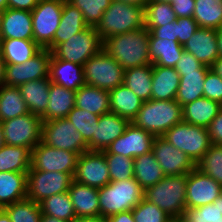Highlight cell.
Segmentation results:
<instances>
[{"label": "cell", "instance_id": "obj_47", "mask_svg": "<svg viewBox=\"0 0 222 222\" xmlns=\"http://www.w3.org/2000/svg\"><path fill=\"white\" fill-rule=\"evenodd\" d=\"M108 164L111 181H122L134 178V159L120 154L104 153Z\"/></svg>", "mask_w": 222, "mask_h": 222}, {"label": "cell", "instance_id": "obj_8", "mask_svg": "<svg viewBox=\"0 0 222 222\" xmlns=\"http://www.w3.org/2000/svg\"><path fill=\"white\" fill-rule=\"evenodd\" d=\"M64 0H38L31 11L33 40L41 47L53 50L54 35L59 27Z\"/></svg>", "mask_w": 222, "mask_h": 222}, {"label": "cell", "instance_id": "obj_18", "mask_svg": "<svg viewBox=\"0 0 222 222\" xmlns=\"http://www.w3.org/2000/svg\"><path fill=\"white\" fill-rule=\"evenodd\" d=\"M222 193V186L196 167L187 174L186 207L198 208L213 203Z\"/></svg>", "mask_w": 222, "mask_h": 222}, {"label": "cell", "instance_id": "obj_3", "mask_svg": "<svg viewBox=\"0 0 222 222\" xmlns=\"http://www.w3.org/2000/svg\"><path fill=\"white\" fill-rule=\"evenodd\" d=\"M99 209L102 217L132 210L144 198V190L131 178L122 181H111L98 189Z\"/></svg>", "mask_w": 222, "mask_h": 222}, {"label": "cell", "instance_id": "obj_22", "mask_svg": "<svg viewBox=\"0 0 222 222\" xmlns=\"http://www.w3.org/2000/svg\"><path fill=\"white\" fill-rule=\"evenodd\" d=\"M49 78L51 82L73 91L85 85L82 65L57 59L53 55L50 60Z\"/></svg>", "mask_w": 222, "mask_h": 222}, {"label": "cell", "instance_id": "obj_28", "mask_svg": "<svg viewBox=\"0 0 222 222\" xmlns=\"http://www.w3.org/2000/svg\"><path fill=\"white\" fill-rule=\"evenodd\" d=\"M110 112L128 119L136 117L142 107L143 100L124 84L109 91Z\"/></svg>", "mask_w": 222, "mask_h": 222}, {"label": "cell", "instance_id": "obj_46", "mask_svg": "<svg viewBox=\"0 0 222 222\" xmlns=\"http://www.w3.org/2000/svg\"><path fill=\"white\" fill-rule=\"evenodd\" d=\"M77 7L83 14L88 26L96 27L101 21L103 13L109 8L112 0H66Z\"/></svg>", "mask_w": 222, "mask_h": 222}, {"label": "cell", "instance_id": "obj_27", "mask_svg": "<svg viewBox=\"0 0 222 222\" xmlns=\"http://www.w3.org/2000/svg\"><path fill=\"white\" fill-rule=\"evenodd\" d=\"M76 91L66 89L51 82L49 88V102L46 113L41 117L43 121L66 118L75 107Z\"/></svg>", "mask_w": 222, "mask_h": 222}, {"label": "cell", "instance_id": "obj_57", "mask_svg": "<svg viewBox=\"0 0 222 222\" xmlns=\"http://www.w3.org/2000/svg\"><path fill=\"white\" fill-rule=\"evenodd\" d=\"M71 222H106V218L101 215L88 216V217H76Z\"/></svg>", "mask_w": 222, "mask_h": 222}, {"label": "cell", "instance_id": "obj_48", "mask_svg": "<svg viewBox=\"0 0 222 222\" xmlns=\"http://www.w3.org/2000/svg\"><path fill=\"white\" fill-rule=\"evenodd\" d=\"M135 222H169L172 218L157 205L143 198L132 209Z\"/></svg>", "mask_w": 222, "mask_h": 222}, {"label": "cell", "instance_id": "obj_52", "mask_svg": "<svg viewBox=\"0 0 222 222\" xmlns=\"http://www.w3.org/2000/svg\"><path fill=\"white\" fill-rule=\"evenodd\" d=\"M156 38L178 41L176 20L159 27H146Z\"/></svg>", "mask_w": 222, "mask_h": 222}, {"label": "cell", "instance_id": "obj_53", "mask_svg": "<svg viewBox=\"0 0 222 222\" xmlns=\"http://www.w3.org/2000/svg\"><path fill=\"white\" fill-rule=\"evenodd\" d=\"M176 18L192 17L195 9V0H173L171 3Z\"/></svg>", "mask_w": 222, "mask_h": 222}, {"label": "cell", "instance_id": "obj_20", "mask_svg": "<svg viewBox=\"0 0 222 222\" xmlns=\"http://www.w3.org/2000/svg\"><path fill=\"white\" fill-rule=\"evenodd\" d=\"M183 49L191 53L202 65L211 68L220 57L216 29L199 27L183 46Z\"/></svg>", "mask_w": 222, "mask_h": 222}, {"label": "cell", "instance_id": "obj_56", "mask_svg": "<svg viewBox=\"0 0 222 222\" xmlns=\"http://www.w3.org/2000/svg\"><path fill=\"white\" fill-rule=\"evenodd\" d=\"M106 222H135V221L132 214V210H129L106 217Z\"/></svg>", "mask_w": 222, "mask_h": 222}, {"label": "cell", "instance_id": "obj_31", "mask_svg": "<svg viewBox=\"0 0 222 222\" xmlns=\"http://www.w3.org/2000/svg\"><path fill=\"white\" fill-rule=\"evenodd\" d=\"M27 172H0V208L26 198Z\"/></svg>", "mask_w": 222, "mask_h": 222}, {"label": "cell", "instance_id": "obj_25", "mask_svg": "<svg viewBox=\"0 0 222 222\" xmlns=\"http://www.w3.org/2000/svg\"><path fill=\"white\" fill-rule=\"evenodd\" d=\"M50 78L29 81L19 86L28 111L42 117L46 113L49 100Z\"/></svg>", "mask_w": 222, "mask_h": 222}, {"label": "cell", "instance_id": "obj_65", "mask_svg": "<svg viewBox=\"0 0 222 222\" xmlns=\"http://www.w3.org/2000/svg\"><path fill=\"white\" fill-rule=\"evenodd\" d=\"M5 144L2 125L0 122V148Z\"/></svg>", "mask_w": 222, "mask_h": 222}, {"label": "cell", "instance_id": "obj_61", "mask_svg": "<svg viewBox=\"0 0 222 222\" xmlns=\"http://www.w3.org/2000/svg\"><path fill=\"white\" fill-rule=\"evenodd\" d=\"M216 35H217L218 52L219 55L222 56V27L216 29Z\"/></svg>", "mask_w": 222, "mask_h": 222}, {"label": "cell", "instance_id": "obj_2", "mask_svg": "<svg viewBox=\"0 0 222 222\" xmlns=\"http://www.w3.org/2000/svg\"><path fill=\"white\" fill-rule=\"evenodd\" d=\"M182 121L183 107L176 100L150 99L143 101L132 123L150 132L154 137H160Z\"/></svg>", "mask_w": 222, "mask_h": 222}, {"label": "cell", "instance_id": "obj_62", "mask_svg": "<svg viewBox=\"0 0 222 222\" xmlns=\"http://www.w3.org/2000/svg\"><path fill=\"white\" fill-rule=\"evenodd\" d=\"M40 222H66V221L61 220V219L56 218V217H53V216L42 214Z\"/></svg>", "mask_w": 222, "mask_h": 222}, {"label": "cell", "instance_id": "obj_10", "mask_svg": "<svg viewBox=\"0 0 222 222\" xmlns=\"http://www.w3.org/2000/svg\"><path fill=\"white\" fill-rule=\"evenodd\" d=\"M5 145L27 147L32 150L42 141L41 117L32 113L2 121Z\"/></svg>", "mask_w": 222, "mask_h": 222}, {"label": "cell", "instance_id": "obj_49", "mask_svg": "<svg viewBox=\"0 0 222 222\" xmlns=\"http://www.w3.org/2000/svg\"><path fill=\"white\" fill-rule=\"evenodd\" d=\"M203 97L222 105V78L211 68L207 71L203 87Z\"/></svg>", "mask_w": 222, "mask_h": 222}, {"label": "cell", "instance_id": "obj_37", "mask_svg": "<svg viewBox=\"0 0 222 222\" xmlns=\"http://www.w3.org/2000/svg\"><path fill=\"white\" fill-rule=\"evenodd\" d=\"M29 113L19 87H0V122Z\"/></svg>", "mask_w": 222, "mask_h": 222}, {"label": "cell", "instance_id": "obj_68", "mask_svg": "<svg viewBox=\"0 0 222 222\" xmlns=\"http://www.w3.org/2000/svg\"><path fill=\"white\" fill-rule=\"evenodd\" d=\"M169 222H181L179 219H171Z\"/></svg>", "mask_w": 222, "mask_h": 222}, {"label": "cell", "instance_id": "obj_39", "mask_svg": "<svg viewBox=\"0 0 222 222\" xmlns=\"http://www.w3.org/2000/svg\"><path fill=\"white\" fill-rule=\"evenodd\" d=\"M193 19L201 28H221L222 0H195Z\"/></svg>", "mask_w": 222, "mask_h": 222}, {"label": "cell", "instance_id": "obj_41", "mask_svg": "<svg viewBox=\"0 0 222 222\" xmlns=\"http://www.w3.org/2000/svg\"><path fill=\"white\" fill-rule=\"evenodd\" d=\"M176 20L170 3L149 0L144 7V27H159Z\"/></svg>", "mask_w": 222, "mask_h": 222}, {"label": "cell", "instance_id": "obj_23", "mask_svg": "<svg viewBox=\"0 0 222 222\" xmlns=\"http://www.w3.org/2000/svg\"><path fill=\"white\" fill-rule=\"evenodd\" d=\"M68 193L71 198L76 217L100 215L98 200L99 193L97 188L72 180Z\"/></svg>", "mask_w": 222, "mask_h": 222}, {"label": "cell", "instance_id": "obj_63", "mask_svg": "<svg viewBox=\"0 0 222 222\" xmlns=\"http://www.w3.org/2000/svg\"><path fill=\"white\" fill-rule=\"evenodd\" d=\"M0 222H11V219L4 209L0 210Z\"/></svg>", "mask_w": 222, "mask_h": 222}, {"label": "cell", "instance_id": "obj_19", "mask_svg": "<svg viewBox=\"0 0 222 222\" xmlns=\"http://www.w3.org/2000/svg\"><path fill=\"white\" fill-rule=\"evenodd\" d=\"M130 121L120 117L116 113L108 112L100 115L98 125H96L95 134L87 143L89 151H104L119 136H121Z\"/></svg>", "mask_w": 222, "mask_h": 222}, {"label": "cell", "instance_id": "obj_36", "mask_svg": "<svg viewBox=\"0 0 222 222\" xmlns=\"http://www.w3.org/2000/svg\"><path fill=\"white\" fill-rule=\"evenodd\" d=\"M208 70H195L180 75V84L176 93V101L183 107L203 97L205 76Z\"/></svg>", "mask_w": 222, "mask_h": 222}, {"label": "cell", "instance_id": "obj_32", "mask_svg": "<svg viewBox=\"0 0 222 222\" xmlns=\"http://www.w3.org/2000/svg\"><path fill=\"white\" fill-rule=\"evenodd\" d=\"M75 106L99 116L108 113L109 91L85 84L76 91Z\"/></svg>", "mask_w": 222, "mask_h": 222}, {"label": "cell", "instance_id": "obj_9", "mask_svg": "<svg viewBox=\"0 0 222 222\" xmlns=\"http://www.w3.org/2000/svg\"><path fill=\"white\" fill-rule=\"evenodd\" d=\"M103 41L96 27L89 26L83 31L76 33L64 43L57 45L51 52L61 60L70 61L79 65L102 50Z\"/></svg>", "mask_w": 222, "mask_h": 222}, {"label": "cell", "instance_id": "obj_42", "mask_svg": "<svg viewBox=\"0 0 222 222\" xmlns=\"http://www.w3.org/2000/svg\"><path fill=\"white\" fill-rule=\"evenodd\" d=\"M181 222H222V193L213 203L198 208H185Z\"/></svg>", "mask_w": 222, "mask_h": 222}, {"label": "cell", "instance_id": "obj_38", "mask_svg": "<svg viewBox=\"0 0 222 222\" xmlns=\"http://www.w3.org/2000/svg\"><path fill=\"white\" fill-rule=\"evenodd\" d=\"M30 165L29 148L5 144L0 148V172H28Z\"/></svg>", "mask_w": 222, "mask_h": 222}, {"label": "cell", "instance_id": "obj_14", "mask_svg": "<svg viewBox=\"0 0 222 222\" xmlns=\"http://www.w3.org/2000/svg\"><path fill=\"white\" fill-rule=\"evenodd\" d=\"M52 52L42 48L30 60L23 64H6L4 85L19 87L20 85L49 77Z\"/></svg>", "mask_w": 222, "mask_h": 222}, {"label": "cell", "instance_id": "obj_44", "mask_svg": "<svg viewBox=\"0 0 222 222\" xmlns=\"http://www.w3.org/2000/svg\"><path fill=\"white\" fill-rule=\"evenodd\" d=\"M196 168L222 186V145L211 143Z\"/></svg>", "mask_w": 222, "mask_h": 222}, {"label": "cell", "instance_id": "obj_66", "mask_svg": "<svg viewBox=\"0 0 222 222\" xmlns=\"http://www.w3.org/2000/svg\"><path fill=\"white\" fill-rule=\"evenodd\" d=\"M2 18H3V11H0V32H1Z\"/></svg>", "mask_w": 222, "mask_h": 222}, {"label": "cell", "instance_id": "obj_50", "mask_svg": "<svg viewBox=\"0 0 222 222\" xmlns=\"http://www.w3.org/2000/svg\"><path fill=\"white\" fill-rule=\"evenodd\" d=\"M198 28L197 22L192 17L176 18L178 42L184 46Z\"/></svg>", "mask_w": 222, "mask_h": 222}, {"label": "cell", "instance_id": "obj_64", "mask_svg": "<svg viewBox=\"0 0 222 222\" xmlns=\"http://www.w3.org/2000/svg\"><path fill=\"white\" fill-rule=\"evenodd\" d=\"M8 8L7 0H0V11H5Z\"/></svg>", "mask_w": 222, "mask_h": 222}, {"label": "cell", "instance_id": "obj_58", "mask_svg": "<svg viewBox=\"0 0 222 222\" xmlns=\"http://www.w3.org/2000/svg\"><path fill=\"white\" fill-rule=\"evenodd\" d=\"M211 69L222 78V56L215 61Z\"/></svg>", "mask_w": 222, "mask_h": 222}, {"label": "cell", "instance_id": "obj_59", "mask_svg": "<svg viewBox=\"0 0 222 222\" xmlns=\"http://www.w3.org/2000/svg\"><path fill=\"white\" fill-rule=\"evenodd\" d=\"M117 1H122V2L127 3V4H131V5H135V6H140V7L144 8L146 6V3L149 0H117Z\"/></svg>", "mask_w": 222, "mask_h": 222}, {"label": "cell", "instance_id": "obj_54", "mask_svg": "<svg viewBox=\"0 0 222 222\" xmlns=\"http://www.w3.org/2000/svg\"><path fill=\"white\" fill-rule=\"evenodd\" d=\"M207 130L211 143L222 145V109L211 121Z\"/></svg>", "mask_w": 222, "mask_h": 222}, {"label": "cell", "instance_id": "obj_13", "mask_svg": "<svg viewBox=\"0 0 222 222\" xmlns=\"http://www.w3.org/2000/svg\"><path fill=\"white\" fill-rule=\"evenodd\" d=\"M79 154L53 148L40 141L31 150V165L34 170L69 173L74 177Z\"/></svg>", "mask_w": 222, "mask_h": 222}, {"label": "cell", "instance_id": "obj_35", "mask_svg": "<svg viewBox=\"0 0 222 222\" xmlns=\"http://www.w3.org/2000/svg\"><path fill=\"white\" fill-rule=\"evenodd\" d=\"M153 64L124 70V85L143 101L151 99Z\"/></svg>", "mask_w": 222, "mask_h": 222}, {"label": "cell", "instance_id": "obj_33", "mask_svg": "<svg viewBox=\"0 0 222 222\" xmlns=\"http://www.w3.org/2000/svg\"><path fill=\"white\" fill-rule=\"evenodd\" d=\"M41 49L34 40L1 39L0 54L6 64H23Z\"/></svg>", "mask_w": 222, "mask_h": 222}, {"label": "cell", "instance_id": "obj_16", "mask_svg": "<svg viewBox=\"0 0 222 222\" xmlns=\"http://www.w3.org/2000/svg\"><path fill=\"white\" fill-rule=\"evenodd\" d=\"M165 176L188 174L196 164L164 137H154L152 150Z\"/></svg>", "mask_w": 222, "mask_h": 222}, {"label": "cell", "instance_id": "obj_6", "mask_svg": "<svg viewBox=\"0 0 222 222\" xmlns=\"http://www.w3.org/2000/svg\"><path fill=\"white\" fill-rule=\"evenodd\" d=\"M85 84L110 91L124 83V69L103 49L83 65Z\"/></svg>", "mask_w": 222, "mask_h": 222}, {"label": "cell", "instance_id": "obj_21", "mask_svg": "<svg viewBox=\"0 0 222 222\" xmlns=\"http://www.w3.org/2000/svg\"><path fill=\"white\" fill-rule=\"evenodd\" d=\"M0 39L33 40L31 12L7 8L3 12Z\"/></svg>", "mask_w": 222, "mask_h": 222}, {"label": "cell", "instance_id": "obj_11", "mask_svg": "<svg viewBox=\"0 0 222 222\" xmlns=\"http://www.w3.org/2000/svg\"><path fill=\"white\" fill-rule=\"evenodd\" d=\"M42 142L53 148L72 151L79 155L89 151L81 133L67 118L43 121Z\"/></svg>", "mask_w": 222, "mask_h": 222}, {"label": "cell", "instance_id": "obj_24", "mask_svg": "<svg viewBox=\"0 0 222 222\" xmlns=\"http://www.w3.org/2000/svg\"><path fill=\"white\" fill-rule=\"evenodd\" d=\"M180 84V75L175 68L153 64L152 100H175Z\"/></svg>", "mask_w": 222, "mask_h": 222}, {"label": "cell", "instance_id": "obj_30", "mask_svg": "<svg viewBox=\"0 0 222 222\" xmlns=\"http://www.w3.org/2000/svg\"><path fill=\"white\" fill-rule=\"evenodd\" d=\"M221 109L218 102L201 97L183 106V121L207 128Z\"/></svg>", "mask_w": 222, "mask_h": 222}, {"label": "cell", "instance_id": "obj_4", "mask_svg": "<svg viewBox=\"0 0 222 222\" xmlns=\"http://www.w3.org/2000/svg\"><path fill=\"white\" fill-rule=\"evenodd\" d=\"M186 185L187 174L165 176L144 191V198L172 219H179L186 208Z\"/></svg>", "mask_w": 222, "mask_h": 222}, {"label": "cell", "instance_id": "obj_1", "mask_svg": "<svg viewBox=\"0 0 222 222\" xmlns=\"http://www.w3.org/2000/svg\"><path fill=\"white\" fill-rule=\"evenodd\" d=\"M150 31L144 27L105 38L102 49L125 70L152 64L149 56Z\"/></svg>", "mask_w": 222, "mask_h": 222}, {"label": "cell", "instance_id": "obj_7", "mask_svg": "<svg viewBox=\"0 0 222 222\" xmlns=\"http://www.w3.org/2000/svg\"><path fill=\"white\" fill-rule=\"evenodd\" d=\"M162 137L184 152L195 164L200 161L211 145L207 128L184 121L174 125Z\"/></svg>", "mask_w": 222, "mask_h": 222}, {"label": "cell", "instance_id": "obj_43", "mask_svg": "<svg viewBox=\"0 0 222 222\" xmlns=\"http://www.w3.org/2000/svg\"><path fill=\"white\" fill-rule=\"evenodd\" d=\"M4 210L9 215L11 222H40L41 208L39 203L24 198L8 205Z\"/></svg>", "mask_w": 222, "mask_h": 222}, {"label": "cell", "instance_id": "obj_17", "mask_svg": "<svg viewBox=\"0 0 222 222\" xmlns=\"http://www.w3.org/2000/svg\"><path fill=\"white\" fill-rule=\"evenodd\" d=\"M153 140L154 136L150 132L130 122L125 132L102 152L120 154L134 159L137 156L150 152Z\"/></svg>", "mask_w": 222, "mask_h": 222}, {"label": "cell", "instance_id": "obj_67", "mask_svg": "<svg viewBox=\"0 0 222 222\" xmlns=\"http://www.w3.org/2000/svg\"><path fill=\"white\" fill-rule=\"evenodd\" d=\"M157 1L165 2V3H171L173 0H157Z\"/></svg>", "mask_w": 222, "mask_h": 222}, {"label": "cell", "instance_id": "obj_51", "mask_svg": "<svg viewBox=\"0 0 222 222\" xmlns=\"http://www.w3.org/2000/svg\"><path fill=\"white\" fill-rule=\"evenodd\" d=\"M175 69L179 75H184V72L209 70L210 67L202 65L191 53L184 51L181 59L176 63Z\"/></svg>", "mask_w": 222, "mask_h": 222}, {"label": "cell", "instance_id": "obj_29", "mask_svg": "<svg viewBox=\"0 0 222 222\" xmlns=\"http://www.w3.org/2000/svg\"><path fill=\"white\" fill-rule=\"evenodd\" d=\"M88 27L82 12L64 0L60 24L53 39V49Z\"/></svg>", "mask_w": 222, "mask_h": 222}, {"label": "cell", "instance_id": "obj_15", "mask_svg": "<svg viewBox=\"0 0 222 222\" xmlns=\"http://www.w3.org/2000/svg\"><path fill=\"white\" fill-rule=\"evenodd\" d=\"M73 180L100 189L111 182L105 154L86 151L79 155Z\"/></svg>", "mask_w": 222, "mask_h": 222}, {"label": "cell", "instance_id": "obj_34", "mask_svg": "<svg viewBox=\"0 0 222 222\" xmlns=\"http://www.w3.org/2000/svg\"><path fill=\"white\" fill-rule=\"evenodd\" d=\"M133 171L135 180L144 191L165 177L152 151L134 158Z\"/></svg>", "mask_w": 222, "mask_h": 222}, {"label": "cell", "instance_id": "obj_12", "mask_svg": "<svg viewBox=\"0 0 222 222\" xmlns=\"http://www.w3.org/2000/svg\"><path fill=\"white\" fill-rule=\"evenodd\" d=\"M72 180L69 173L45 172L30 167L27 172L26 198L40 203L54 194L68 192Z\"/></svg>", "mask_w": 222, "mask_h": 222}, {"label": "cell", "instance_id": "obj_26", "mask_svg": "<svg viewBox=\"0 0 222 222\" xmlns=\"http://www.w3.org/2000/svg\"><path fill=\"white\" fill-rule=\"evenodd\" d=\"M183 52V46L178 41L159 39L150 32L149 56L152 64L175 68Z\"/></svg>", "mask_w": 222, "mask_h": 222}, {"label": "cell", "instance_id": "obj_45", "mask_svg": "<svg viewBox=\"0 0 222 222\" xmlns=\"http://www.w3.org/2000/svg\"><path fill=\"white\" fill-rule=\"evenodd\" d=\"M99 117V115L92 114L87 110L75 106L66 118L74 125L76 130L81 133L85 142L88 143L92 139L93 134H95Z\"/></svg>", "mask_w": 222, "mask_h": 222}, {"label": "cell", "instance_id": "obj_5", "mask_svg": "<svg viewBox=\"0 0 222 222\" xmlns=\"http://www.w3.org/2000/svg\"><path fill=\"white\" fill-rule=\"evenodd\" d=\"M140 28H144V8L117 0H112L96 26L102 41Z\"/></svg>", "mask_w": 222, "mask_h": 222}, {"label": "cell", "instance_id": "obj_40", "mask_svg": "<svg viewBox=\"0 0 222 222\" xmlns=\"http://www.w3.org/2000/svg\"><path fill=\"white\" fill-rule=\"evenodd\" d=\"M41 213L71 222L76 214L68 192L54 194L39 203Z\"/></svg>", "mask_w": 222, "mask_h": 222}, {"label": "cell", "instance_id": "obj_60", "mask_svg": "<svg viewBox=\"0 0 222 222\" xmlns=\"http://www.w3.org/2000/svg\"><path fill=\"white\" fill-rule=\"evenodd\" d=\"M6 63L3 60V57L0 54V87L4 85V72H5Z\"/></svg>", "mask_w": 222, "mask_h": 222}, {"label": "cell", "instance_id": "obj_55", "mask_svg": "<svg viewBox=\"0 0 222 222\" xmlns=\"http://www.w3.org/2000/svg\"><path fill=\"white\" fill-rule=\"evenodd\" d=\"M8 8L25 10L31 12L38 3V0H7Z\"/></svg>", "mask_w": 222, "mask_h": 222}]
</instances>
